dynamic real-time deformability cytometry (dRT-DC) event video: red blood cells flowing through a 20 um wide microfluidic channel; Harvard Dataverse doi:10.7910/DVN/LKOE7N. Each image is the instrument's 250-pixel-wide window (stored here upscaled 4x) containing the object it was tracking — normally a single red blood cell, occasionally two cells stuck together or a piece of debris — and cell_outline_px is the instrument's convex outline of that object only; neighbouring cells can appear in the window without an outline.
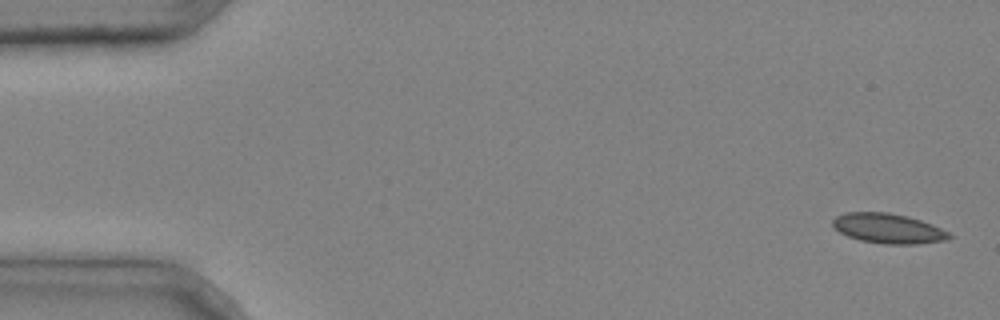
{"species": "common noctule bat (a hibernating species)", "species_latin": "Nyctalus noctula", "temperature_condition": "cold", "stored_images_in_passage": 4, "camera_frame_rate_fps": 3000, "um_per_image_px": 0.085, "animal": {"sex": "male", "body_mass_g": 20.4}, "frame": {"image": 1, "passage_image": 1, "time_ms": 0.0, "image_size_px": [1000, 320], "cell_outline_px": [[952, 236], [948, 240], [916, 244], [884, 244], [860, 240], [848, 236], [840, 232], [832, 224], [832, 220], [836, 216], [848, 212], [888, 212], [908, 216], [932, 224], [948, 232]], "centroid_in_image_um": [75.51, 19.42], "position_along_channel_um": 9.5, "area_um2": 20.23}}
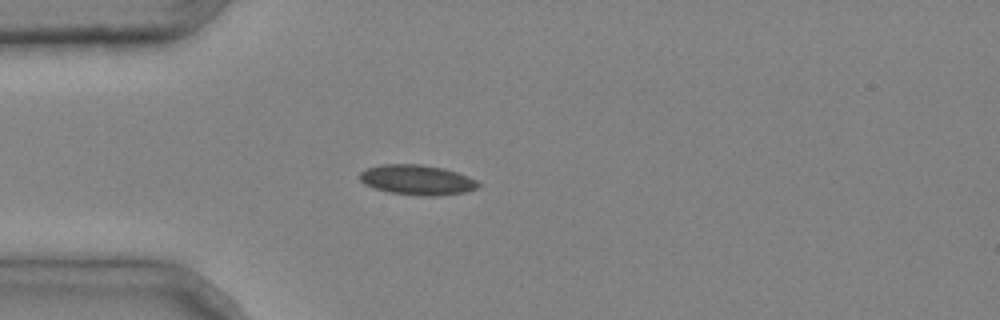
{"frame": {"image": 2, "passage_image": 4, "time_ms": 1.0, "image_size_px": [1000, 320], "cell_outline_px": [[480, 184], [476, 188], [464, 192], [436, 196], [420, 196], [392, 192], [376, 188], [364, 184], [360, 180], [360, 172], [368, 168], [384, 164], [420, 164], [444, 168], [468, 176], [476, 180]], "centroid_in_image_um": [35.46, 15.28], "position_along_channel_um": 49.5, "area_um2": 20.52}}